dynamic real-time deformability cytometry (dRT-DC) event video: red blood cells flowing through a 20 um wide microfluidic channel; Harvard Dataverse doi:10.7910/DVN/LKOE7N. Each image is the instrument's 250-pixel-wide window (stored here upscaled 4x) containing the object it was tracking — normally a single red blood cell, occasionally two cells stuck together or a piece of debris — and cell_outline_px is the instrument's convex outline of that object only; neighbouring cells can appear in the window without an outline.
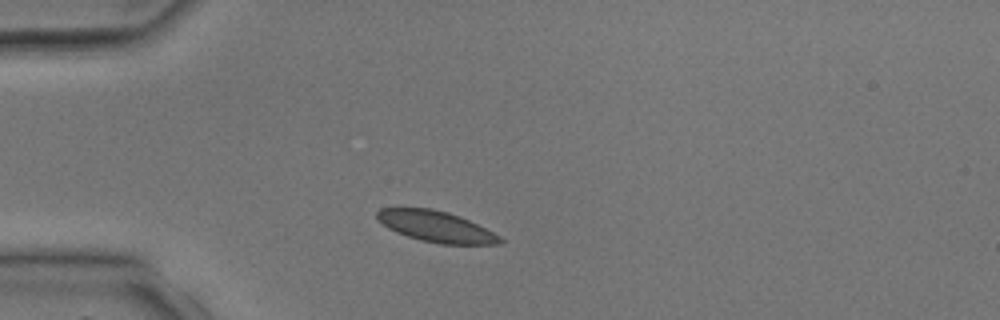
{"species": "common noctule bat (a hibernating species)", "species_latin": "Nyctalus noctula", "temperature_condition": "room temperature", "stored_images_in_passage": 2, "camera_frame_rate_fps": 3000, "um_per_image_px": 0.085, "animal": {"sex": "male", "body_mass_g": 17.9, "forearm_length_mm": 54.2}, "frame": {"image": 1, "passage_image": 1, "time_ms": 0.0, "image_size_px": [1000, 320], "cell_outline_px": [[504, 244], [440, 244], [420, 240], [396, 232], [388, 228], [376, 216], [376, 212], [380, 208], [432, 208], [448, 212], [460, 216], [500, 236], [504, 240]], "centroid_in_image_um": [37.08, 19.26], "position_along_channel_um": 47.9, "area_um2": 22.02}}
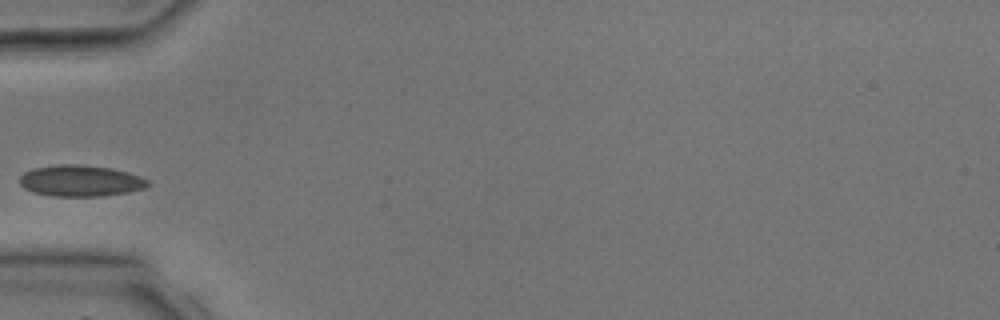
{"frame": {"image": 2, "passage_image": 2, "time_ms": 1.0, "image_size_px": [1000, 320], "cell_outline_px": [[152, 184], [144, 188], [128, 192], [104, 196], [52, 196], [32, 192], [24, 188], [20, 184], [20, 176], [24, 172], [32, 168], [60, 164], [80, 164], [112, 168], [128, 172], [152, 180]], "centroid_in_image_um": [6.88, 15.36], "position_along_channel_um": 78.1, "area_um2": 23.7}}